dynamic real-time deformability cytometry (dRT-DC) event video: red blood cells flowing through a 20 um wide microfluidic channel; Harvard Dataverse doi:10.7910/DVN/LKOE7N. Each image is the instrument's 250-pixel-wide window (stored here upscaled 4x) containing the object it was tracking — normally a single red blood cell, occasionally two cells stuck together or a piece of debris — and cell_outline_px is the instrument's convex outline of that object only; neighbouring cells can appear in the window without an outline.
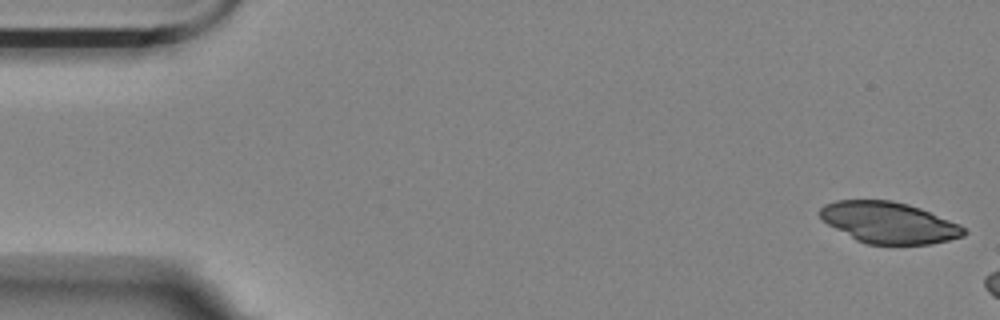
{"species": "Egyptian fruit bat (a non-hibernating species)", "species_latin": "Rousettus aegyptiacus", "temperature_condition": "room temperature", "stored_images_in_passage": 7, "camera_frame_rate_fps": 3000, "um_per_image_px": 0.085, "animal": {"sex": "female"}, "frame": {"image": 1, "passage_image": 1, "time_ms": 0.0, "image_size_px": [1000, 320], "cell_outline_px": [[968, 232], [964, 236], [948, 240], [928, 244], [868, 244], [856, 240], [828, 224], [820, 216], [820, 208], [824, 204], [836, 200], [892, 200], [908, 204], [920, 208], [960, 224]], "centroid_in_image_um": [75.57, 18.91], "position_along_channel_um": 9.4, "area_um2": 34.45}}